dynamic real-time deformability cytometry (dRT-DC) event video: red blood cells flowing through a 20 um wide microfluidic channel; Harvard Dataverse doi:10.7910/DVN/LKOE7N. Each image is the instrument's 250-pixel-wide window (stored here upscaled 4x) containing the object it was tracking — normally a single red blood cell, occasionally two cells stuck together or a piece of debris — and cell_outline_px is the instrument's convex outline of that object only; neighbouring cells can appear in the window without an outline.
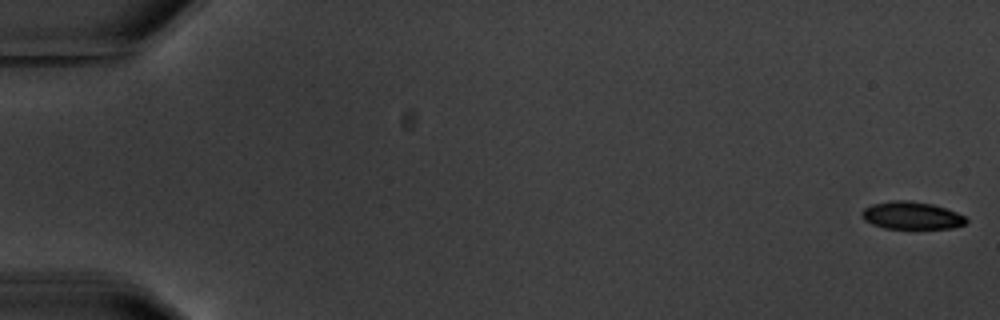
{"species": "common noctule bat (a hibernating species)", "species_latin": "Nyctalus noctula", "temperature_condition": "warm", "stored_images_in_passage": 8, "camera_frame_rate_fps": 3000, "um_per_image_px": 0.085, "animal": {"sex": "male", "body_mass_g": 20.1, "forearm_length_mm": 53.5}, "frame": {"image": 1, "passage_image": 1, "time_ms": 0.0, "image_size_px": [1000, 320], "cell_outline_px": [[968, 220], [964, 224], [952, 228], [884, 228], [872, 224], [864, 220], [860, 216], [860, 212], [864, 208], [872, 204], [892, 200], [908, 200], [932, 204], [956, 212], [964, 216]], "centroid_in_image_um": [77.43, 18.31], "position_along_channel_um": 7.6, "area_um2": 16.7}}
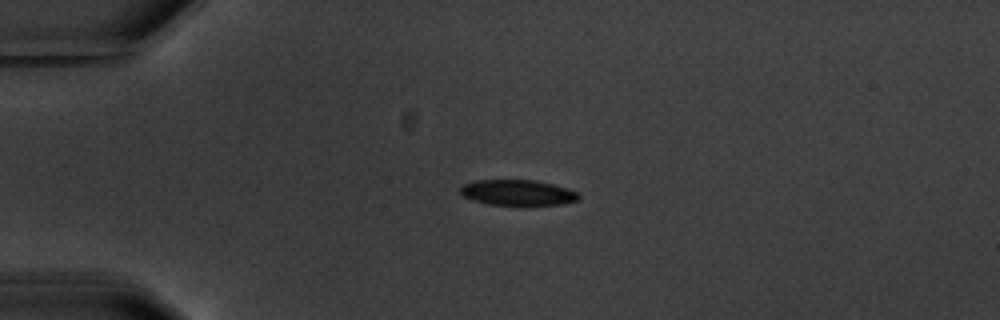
{"frame": {"image": 2, "passage_image": 5, "time_ms": 4.667, "image_size_px": [1000, 320], "cell_outline_px": [[580, 196], [576, 200], [564, 204], [488, 204], [472, 200], [464, 196], [460, 192], [460, 188], [464, 184], [476, 180], [536, 180], [568, 188], [576, 192]], "centroid_in_image_um": [43.99, 16.35], "position_along_channel_um": 41.0, "area_um2": 17.34}}
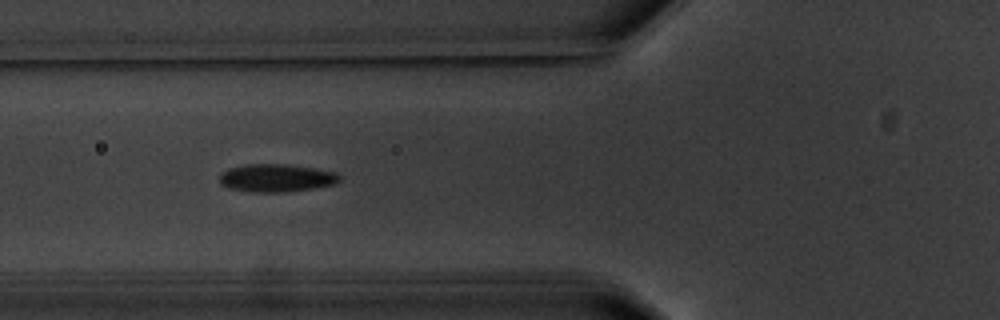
{"frame": {"image": 3, "passage_image": 7, "time_ms": 7.333, "image_size_px": [1000, 320], "cell_outline_px": [[340, 180], [336, 184], [288, 192], [252, 192], [228, 188], [220, 184], [220, 176], [228, 168], [244, 164], [284, 164], [312, 168], [336, 172], [340, 176]], "centroid_in_image_um": [23.48, 15.13], "position_along_channel_um": 102.3, "area_um2": 19.48}}